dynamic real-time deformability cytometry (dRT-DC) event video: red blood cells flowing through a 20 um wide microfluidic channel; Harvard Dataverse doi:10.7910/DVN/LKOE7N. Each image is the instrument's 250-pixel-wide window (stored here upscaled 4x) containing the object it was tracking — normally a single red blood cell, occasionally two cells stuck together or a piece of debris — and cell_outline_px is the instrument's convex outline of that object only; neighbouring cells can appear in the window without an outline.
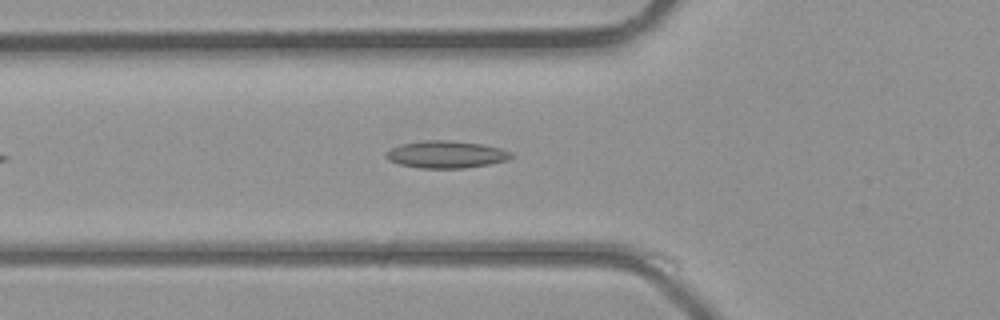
{"species": "common noctule bat (a hibernating species)", "species_latin": "Nyctalus noctula", "temperature_condition": "room temperature", "stored_images_in_passage": 7, "camera_frame_rate_fps": 3000, "um_per_image_px": 0.085, "animal": {"sex": "male", "body_mass_g": 23.1, "forearm_length_mm": 52.7}, "frame": {"image": 1, "passage_image": 6, "time_ms": 1.667, "image_size_px": [1000, 320], "cell_outline_px": [[512, 156], [508, 160], [488, 164], [464, 168], [420, 168], [400, 164], [388, 160], [388, 152], [392, 148], [400, 144], [424, 140], [448, 140], [480, 144], [500, 148], [512, 152]], "centroid_in_image_um": [37.94, 13.12], "position_along_channel_um": 87.9, "area_um2": 19.59}}